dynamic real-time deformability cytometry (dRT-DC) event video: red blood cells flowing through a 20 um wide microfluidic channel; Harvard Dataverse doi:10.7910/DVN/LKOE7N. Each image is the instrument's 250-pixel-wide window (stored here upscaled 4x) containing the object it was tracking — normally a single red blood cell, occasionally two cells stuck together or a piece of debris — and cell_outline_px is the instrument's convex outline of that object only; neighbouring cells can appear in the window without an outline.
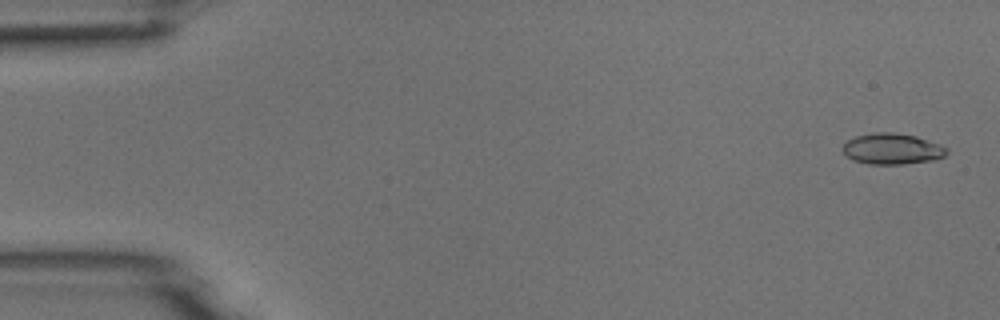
{"species": "common noctule bat (a hibernating species)", "species_latin": "Nyctalus noctula", "temperature_condition": "room temperature", "stored_images_in_passage": 51, "camera_frame_rate_fps": 3000, "um_per_image_px": 0.085, "animal": {"sex": "male", "body_mass_g": 18.8}, "frame": {"image": 1, "passage_image": 2, "time_ms": 0.333, "image_size_px": [1000, 320], "cell_outline_px": [[948, 152], [944, 156], [936, 160], [904, 164], [868, 164], [852, 160], [840, 148], [848, 140], [856, 136], [872, 132], [892, 132], [916, 136], [940, 144], [948, 148]], "centroid_in_image_um": [75.84, 12.65], "position_along_channel_um": 9.2, "area_um2": 18.96}}
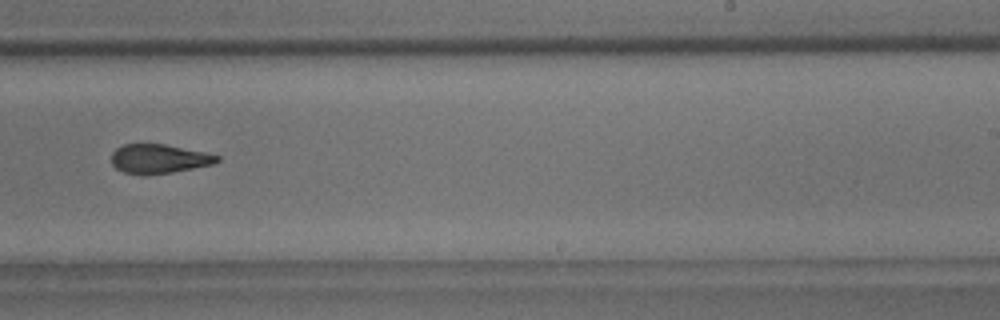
{"frame": {"image": 2, "passage_image": 32, "time_ms": 10.333, "image_size_px": [1000, 320], "cell_outline_px": [[220, 160], [216, 164], [172, 172], [144, 176], [140, 176], [124, 172], [116, 168], [112, 164], [112, 152], [116, 148], [124, 144], [164, 144], [204, 152], [220, 156]], "centroid_in_image_um": [13.51, 13.51], "position_along_channel_um": 275.5, "area_um2": 18.15}}
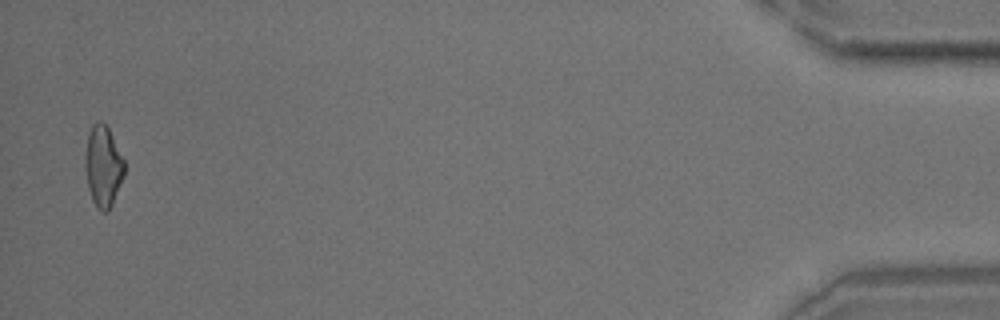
{"frame": {"image": 3, "passage_image": 50, "time_ms": 16.333, "image_size_px": [1000, 320], "cell_outline_px": [[124, 176], [112, 204], [108, 212], [100, 212], [96, 208], [92, 200], [88, 188], [84, 164], [84, 156], [88, 132], [92, 124], [96, 120], [100, 120], [108, 128], [124, 160]], "centroid_in_image_um": [8.74, 14.14], "position_along_channel_um": 426.5, "area_um2": 18.73}}